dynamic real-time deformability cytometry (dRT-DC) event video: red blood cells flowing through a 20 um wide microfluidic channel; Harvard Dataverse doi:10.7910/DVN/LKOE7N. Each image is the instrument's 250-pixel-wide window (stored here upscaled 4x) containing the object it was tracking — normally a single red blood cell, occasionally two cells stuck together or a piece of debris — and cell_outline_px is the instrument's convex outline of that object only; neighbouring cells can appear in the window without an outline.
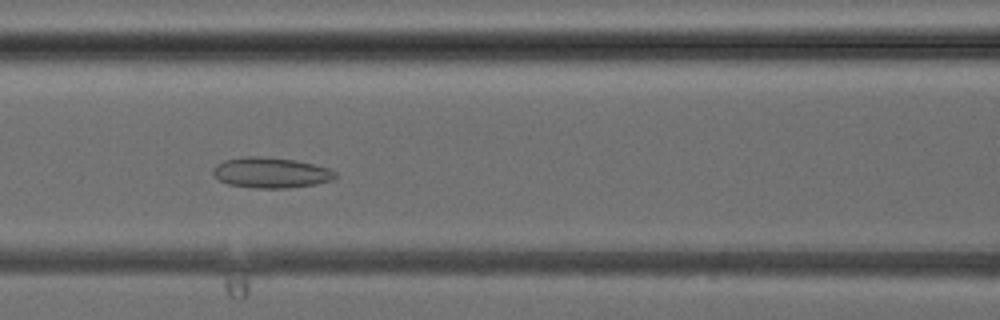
{"species": "common noctule bat (a hibernating species)", "species_latin": "Nyctalus noctula", "temperature_condition": "cold", "stored_images_in_passage": 30, "camera_frame_rate_fps": 3000, "um_per_image_px": 0.085, "animal": {"sex": "female", "body_mass_g": 24.6, "forearm_length_mm": 56.2}, "frame": {"image": 1, "passage_image": 8, "time_ms": 2.333, "image_size_px": [1000, 320], "cell_outline_px": [[336, 176], [332, 180], [316, 184], [288, 188], [256, 188], [228, 184], [220, 180], [212, 172], [212, 168], [216, 164], [224, 160], [244, 156], [264, 156], [296, 160], [328, 168], [336, 172]], "centroid_in_image_um": [23.01, 14.67], "position_along_channel_um": 143.6, "area_um2": 21.79}}
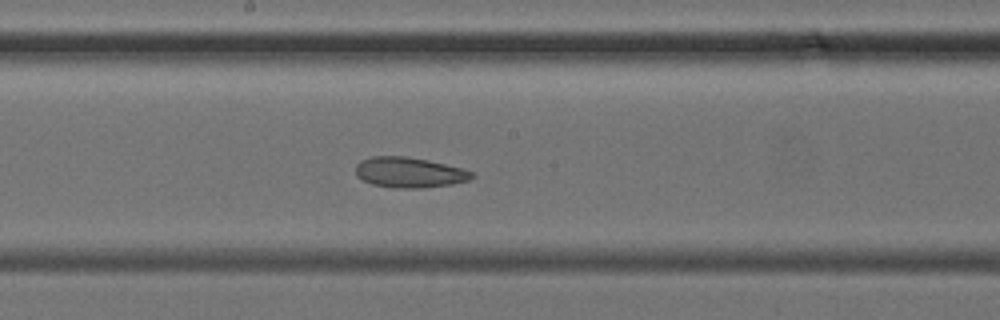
{"frame": {"image": 2, "passage_image": 12, "time_ms": 3.667, "image_size_px": [1000, 320], "cell_outline_px": [[476, 176], [468, 180], [452, 184], [420, 188], [396, 188], [372, 184], [356, 176], [356, 164], [360, 160], [372, 156], [404, 156], [428, 160], [464, 168], [472, 172]], "centroid_in_image_um": [34.8, 14.65], "position_along_channel_um": 213.4, "area_um2": 20.63}}
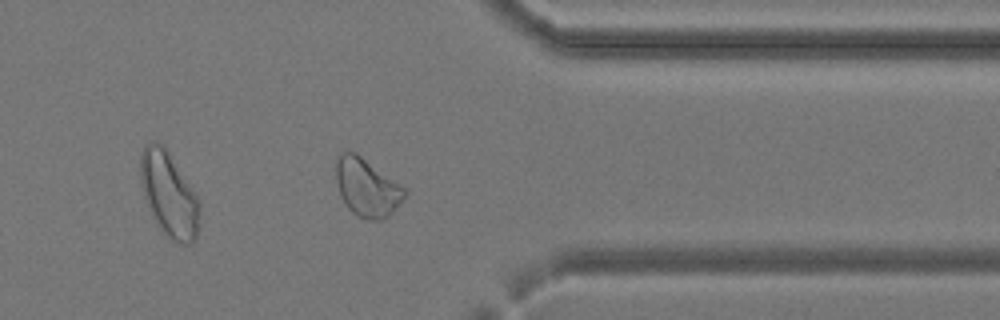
{"frame": {"image": 3, "passage_image": 22, "time_ms": 7.0, "image_size_px": [1000, 320], "cell_outline_px": [[408, 196], [384, 220], [368, 220], [356, 216], [348, 208], [340, 196], [336, 184], [336, 160], [344, 152], [356, 152], [404, 188], [408, 192]], "centroid_in_image_um": [31.19, 15.98], "position_along_channel_um": 380.2, "area_um2": 23.18}}